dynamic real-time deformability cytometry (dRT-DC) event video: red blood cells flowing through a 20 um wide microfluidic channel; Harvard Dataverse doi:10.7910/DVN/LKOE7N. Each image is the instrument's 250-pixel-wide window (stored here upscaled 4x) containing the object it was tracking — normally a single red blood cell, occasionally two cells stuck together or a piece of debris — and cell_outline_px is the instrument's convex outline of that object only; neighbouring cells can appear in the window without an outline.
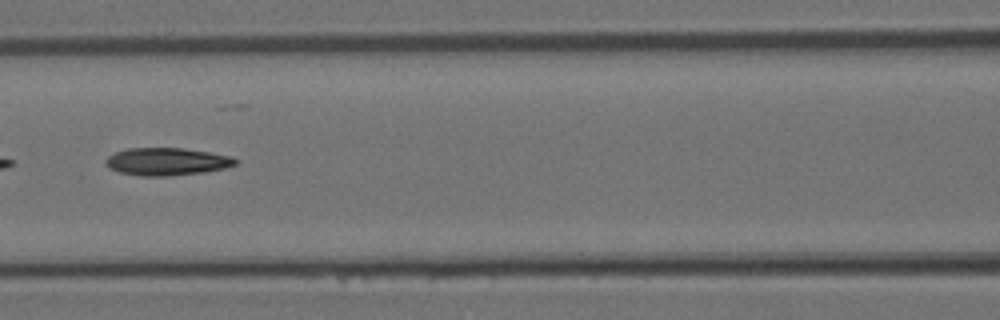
{"species": "Egyptian fruit bat (a non-hibernating species)", "species_latin": "Rousettus aegyptiacus", "temperature_condition": "room temperature", "stored_images_in_passage": 4, "camera_frame_rate_fps": 3000, "um_per_image_px": 0.085, "animal": {"sex": "female"}, "frame": {"image": 1, "passage_image": 4, "time_ms": 1.0, "image_size_px": [1000, 320], "cell_outline_px": [[236, 164], [224, 168], [204, 172], [168, 176], [140, 176], [120, 172], [108, 168], [104, 164], [104, 160], [108, 156], [116, 152], [128, 148], [184, 148], [208, 152], [228, 156], [236, 160]], "centroid_in_image_um": [14.11, 13.74], "position_along_channel_um": 152.5, "area_um2": 20.75}}